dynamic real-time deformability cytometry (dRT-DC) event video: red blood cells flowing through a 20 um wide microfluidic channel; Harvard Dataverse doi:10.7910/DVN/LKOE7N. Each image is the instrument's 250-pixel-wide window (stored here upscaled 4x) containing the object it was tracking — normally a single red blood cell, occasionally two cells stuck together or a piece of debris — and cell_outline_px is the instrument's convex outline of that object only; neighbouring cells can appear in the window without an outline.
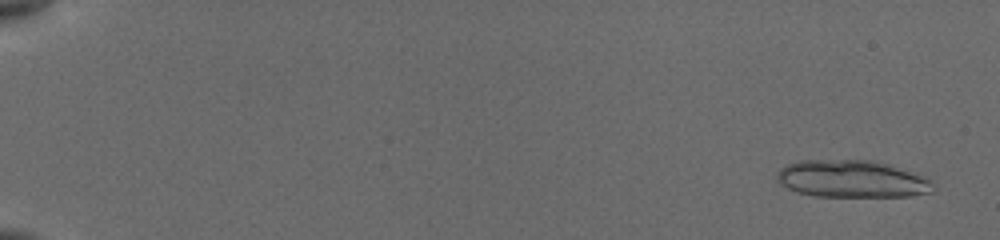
{"species": "common noctule bat (a hibernating species)", "species_latin": "Nyctalus noctula", "temperature_condition": "cold", "stored_images_in_passage": 49, "camera_frame_rate_fps": 3000, "um_per_image_px": 0.085, "animal": {"sex": "female", "body_mass_g": 19.5, "forearm_length_mm": 54.1}, "frame": {"image": 1, "passage_image": 3, "time_ms": 0.667, "image_size_px": [1000, 240], "cell_outline_px": [[936, 188], [932, 192], [908, 196], [816, 196], [800, 192], [788, 188], [780, 184], [776, 180], [776, 176], [780, 168], [788, 164], [800, 160], [872, 160], [920, 176], [928, 180]], "centroid_in_image_um": [72.34, 15.21], "position_along_channel_um": 12.7, "area_um2": 33.29}}
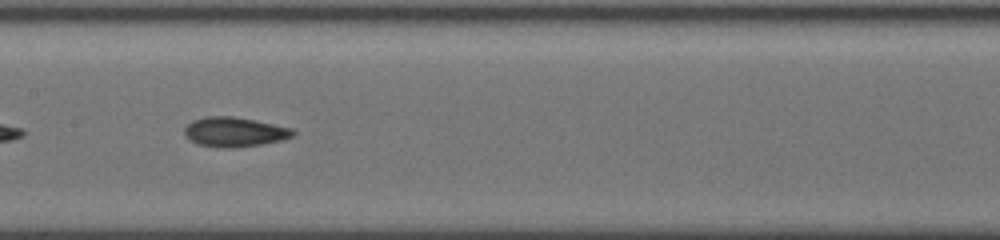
{"frame": {"image": 2, "passage_image": 33, "time_ms": 10.0, "image_size_px": [1000, 240], "cell_outline_px": [[296, 132], [292, 136], [280, 140], [260, 144], [236, 148], [224, 148], [196, 144], [184, 132], [184, 128], [192, 120], [204, 116], [232, 116], [292, 128]], "centroid_in_image_um": [19.9, 11.21], "position_along_channel_um": 187.5, "area_um2": 18.5}}
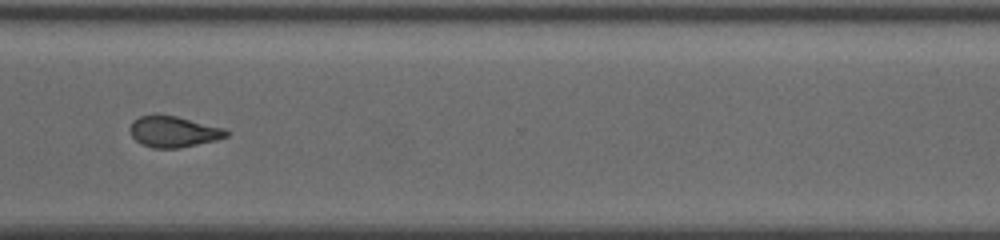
{"frame": {"image": 3, "passage_image": 48, "time_ms": 14.333, "image_size_px": [1000, 240], "cell_outline_px": [[228, 136], [216, 140], [180, 148], [152, 148], [140, 144], [132, 136], [128, 128], [132, 120], [140, 116], [176, 116], [224, 128], [228, 132]], "centroid_in_image_um": [14.72, 11.21], "position_along_channel_um": 355.9, "area_um2": 17.28}}